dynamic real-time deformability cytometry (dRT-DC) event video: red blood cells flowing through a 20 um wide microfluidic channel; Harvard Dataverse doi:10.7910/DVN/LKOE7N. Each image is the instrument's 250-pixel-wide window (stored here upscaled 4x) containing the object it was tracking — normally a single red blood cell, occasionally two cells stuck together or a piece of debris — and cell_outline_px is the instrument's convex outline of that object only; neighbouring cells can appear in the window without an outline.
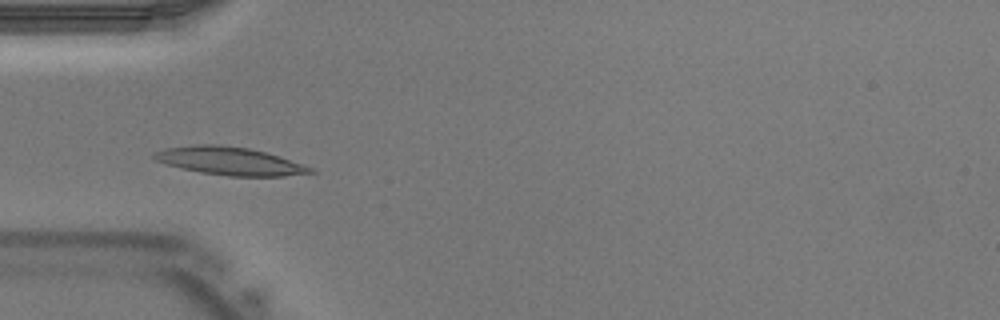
{"species": "Egyptian fruit bat (a non-hibernating species)", "species_latin": "Rousettus aegyptiacus", "temperature_condition": "warm", "stored_images_in_passage": 40, "camera_frame_rate_fps": 3000, "um_per_image_px": 0.085, "animal": {"sex": "male"}, "frame": {"image": 1, "passage_image": 12, "time_ms": 3.667, "image_size_px": [1000, 320], "cell_outline_px": [[316, 172], [284, 176], [228, 176], [200, 172], [180, 168], [156, 160], [152, 156], [152, 152], [164, 148], [196, 144], [220, 144], [248, 148], [280, 156], [304, 164], [312, 168]], "centroid_in_image_um": [19.51, 13.68], "position_along_channel_um": 65.5, "area_um2": 25.55}}
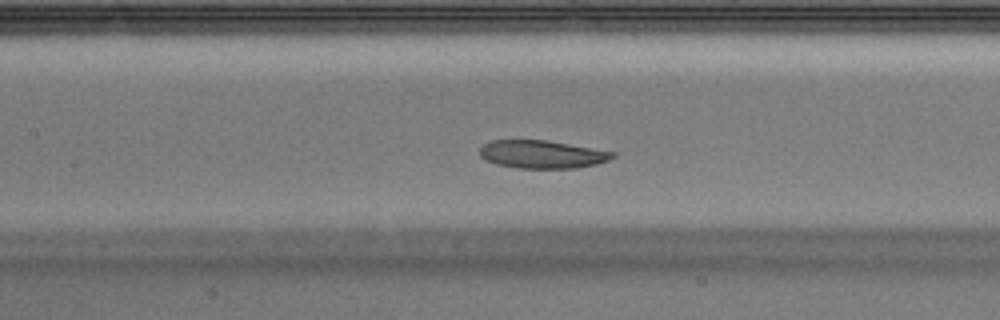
{"frame": {"image": 2, "passage_image": 18, "time_ms": 5.667, "image_size_px": [1000, 320], "cell_outline_px": [[616, 156], [608, 160], [596, 164], [576, 168], [516, 168], [496, 164], [484, 160], [480, 156], [480, 148], [484, 144], [492, 140], [548, 140], [616, 152]], "centroid_in_image_um": [46.07, 13.12], "position_along_channel_um": 161.3, "area_um2": 21.79}}